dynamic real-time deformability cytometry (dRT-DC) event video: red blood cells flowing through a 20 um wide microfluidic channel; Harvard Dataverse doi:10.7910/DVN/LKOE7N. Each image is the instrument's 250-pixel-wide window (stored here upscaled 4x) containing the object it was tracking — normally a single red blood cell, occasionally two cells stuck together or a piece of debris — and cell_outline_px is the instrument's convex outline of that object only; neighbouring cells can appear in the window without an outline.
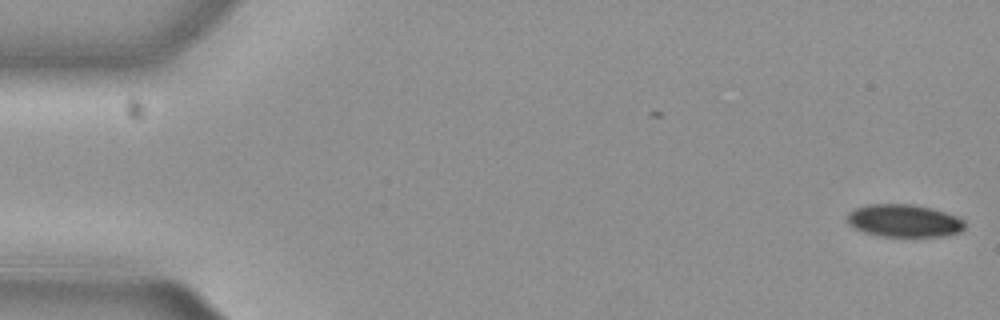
{"species": "common noctule bat (a hibernating species)", "species_latin": "Nyctalus noctula", "temperature_condition": "cold", "stored_images_in_passage": 18, "camera_frame_rate_fps": 3000, "um_per_image_px": 0.085, "animal": {"sex": "female", "body_mass_g": 29.2, "forearm_length_mm": 56.3}, "frame": {"image": 1, "passage_image": 1, "time_ms": 0.0, "image_size_px": [1000, 320], "cell_outline_px": [[964, 228], [960, 232], [944, 236], [880, 236], [864, 232], [848, 224], [848, 212], [856, 208], [868, 204], [912, 204], [932, 208], [956, 216], [964, 220]], "centroid_in_image_um": [76.85, 18.76], "position_along_channel_um": 8.2, "area_um2": 22.25}}
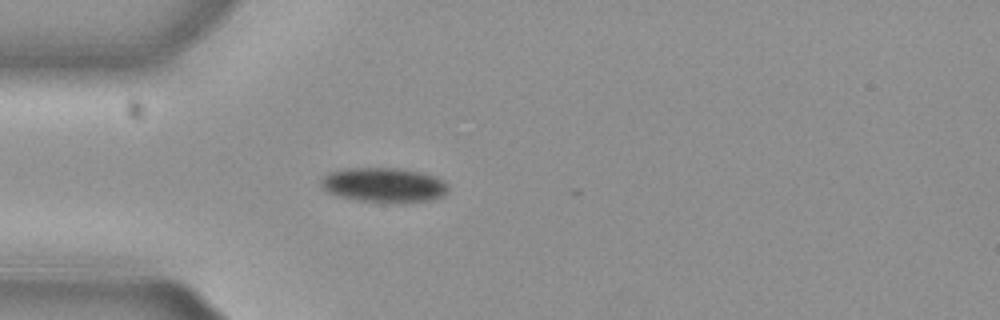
{"frame": {"image": 2, "passage_image": 15, "time_ms": 4.667, "image_size_px": [1000, 320], "cell_outline_px": [[448, 192], [444, 196], [428, 200], [400, 204], [360, 200], [340, 196], [328, 192], [320, 188], [320, 180], [328, 172], [344, 168], [396, 168], [420, 172], [436, 176], [444, 180], [448, 184]], "centroid_in_image_um": [32.65, 15.73], "position_along_channel_um": 52.4, "area_um2": 26.07}}